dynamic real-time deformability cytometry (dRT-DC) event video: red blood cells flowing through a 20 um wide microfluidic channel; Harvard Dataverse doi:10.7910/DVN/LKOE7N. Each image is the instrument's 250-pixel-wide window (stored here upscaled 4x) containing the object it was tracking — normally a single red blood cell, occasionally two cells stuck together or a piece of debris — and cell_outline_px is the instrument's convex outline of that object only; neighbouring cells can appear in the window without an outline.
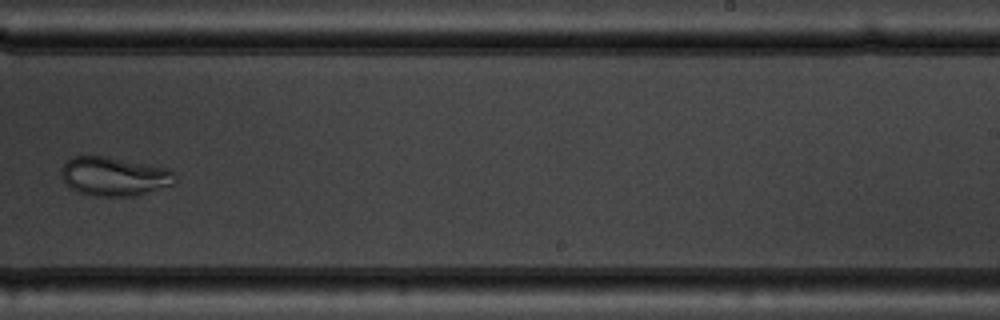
{"species": "common noctule bat (a hibernating species)", "species_latin": "Nyctalus noctula", "temperature_condition": "warm", "stored_images_in_passage": 9, "camera_frame_rate_fps": 3000, "um_per_image_px": 0.085, "animal": {"sex": "male", "body_mass_g": 19.5, "forearm_length_mm": 54.6}, "frame": {"image": 1, "passage_image": 9, "time_ms": 10.0, "image_size_px": [1000, 320], "cell_outline_px": [[176, 180], [172, 188], [136, 196], [92, 196], [76, 192], [64, 180], [60, 172], [64, 160], [72, 156], [104, 156], [168, 168], [176, 176]], "centroid_in_image_um": [9.75, 15.01], "position_along_channel_um": 279.3, "area_um2": 26.36}}